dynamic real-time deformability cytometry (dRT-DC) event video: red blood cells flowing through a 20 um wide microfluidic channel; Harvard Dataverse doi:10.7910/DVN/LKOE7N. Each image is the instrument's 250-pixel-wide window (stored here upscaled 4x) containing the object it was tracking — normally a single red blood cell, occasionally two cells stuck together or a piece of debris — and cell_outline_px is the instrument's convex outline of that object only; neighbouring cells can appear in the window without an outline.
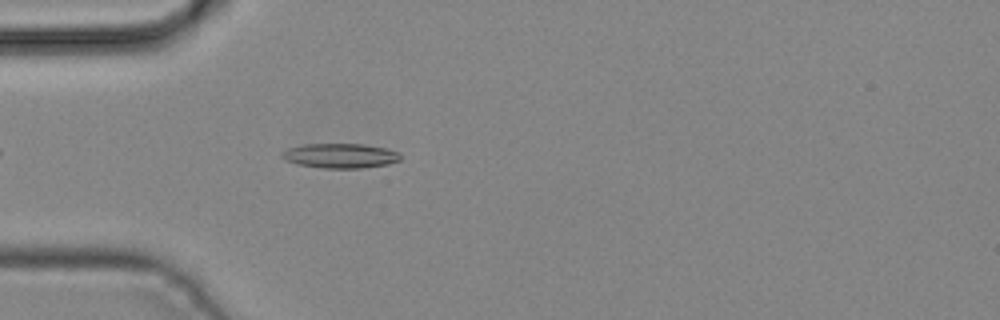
{"species": "common noctule bat (a hibernating species)", "species_latin": "Nyctalus noctula", "temperature_condition": "cold", "stored_images_in_passage": 4, "camera_frame_rate_fps": 3000, "um_per_image_px": 0.085, "animal": {"sex": "male", "body_mass_g": 19.2, "forearm_length_mm": 51.8}, "frame": {"image": 1, "passage_image": 4, "time_ms": 1.0, "image_size_px": [1000, 320], "cell_outline_px": [[400, 160], [388, 164], [360, 168], [324, 168], [300, 164], [284, 160], [280, 156], [280, 152], [288, 148], [304, 144], [364, 144], [388, 148], [400, 152]], "centroid_in_image_um": [28.93, 13.23], "position_along_channel_um": 56.1, "area_um2": 17.11}}